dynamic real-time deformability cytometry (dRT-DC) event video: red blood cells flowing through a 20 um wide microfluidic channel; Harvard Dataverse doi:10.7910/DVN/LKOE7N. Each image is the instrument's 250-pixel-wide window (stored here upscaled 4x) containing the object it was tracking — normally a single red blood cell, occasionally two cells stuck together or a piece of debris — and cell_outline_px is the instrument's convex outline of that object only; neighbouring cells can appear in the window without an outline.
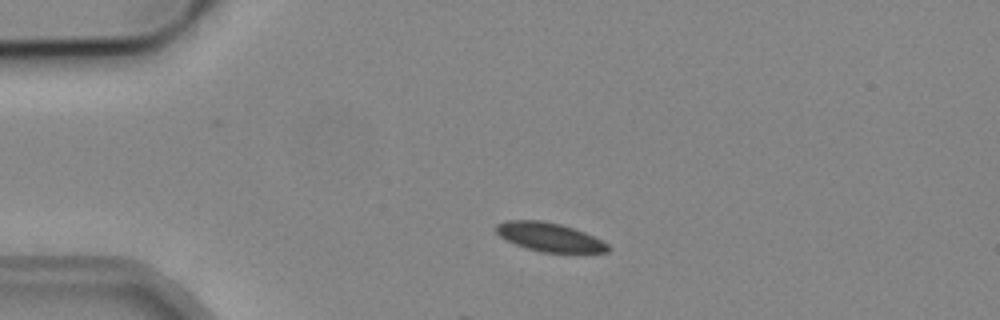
{"species": "common noctule bat (a hibernating species)", "species_latin": "Nyctalus noctula", "temperature_condition": "cold", "stored_images_in_passage": 18, "camera_frame_rate_fps": 3000, "um_per_image_px": 0.085, "animal": {"sex": "male", "body_mass_g": 19.2, "forearm_length_mm": 51.8}, "frame": {"image": 1, "passage_image": 1, "time_ms": 0.0, "image_size_px": [1000, 320], "cell_outline_px": [[608, 252], [544, 252], [528, 248], [516, 244], [500, 236], [496, 232], [496, 224], [504, 220], [540, 220], [560, 224], [584, 232], [608, 244]], "centroid_in_image_um": [46.66, 20.13], "position_along_channel_um": 38.3, "area_um2": 18.32}}
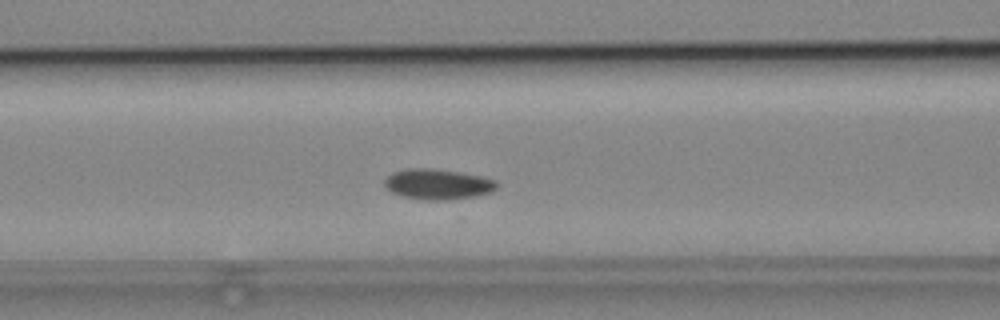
{"frame": {"image": 2, "passage_image": 11, "time_ms": 3.333, "image_size_px": [1000, 320], "cell_outline_px": [[496, 188], [492, 192], [476, 196], [448, 200], [424, 200], [404, 196], [392, 192], [384, 184], [384, 180], [392, 172], [404, 168], [432, 168], [484, 176], [496, 180]], "centroid_in_image_um": [37.22, 15.65], "position_along_channel_um": 129.4, "area_um2": 20.0}}
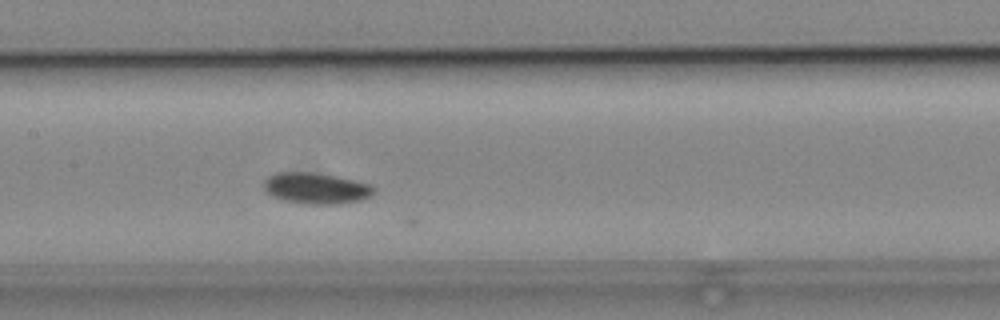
{"frame": {"image": 3, "passage_image": 15, "time_ms": 4.667, "image_size_px": [1000, 320], "cell_outline_px": [[376, 192], [360, 200], [336, 204], [300, 204], [280, 200], [272, 196], [264, 188], [264, 180], [268, 176], [276, 172], [308, 172], [336, 176], [372, 184], [376, 188]], "centroid_in_image_um": [26.85, 16.01], "position_along_channel_um": 180.5, "area_um2": 20.11}}